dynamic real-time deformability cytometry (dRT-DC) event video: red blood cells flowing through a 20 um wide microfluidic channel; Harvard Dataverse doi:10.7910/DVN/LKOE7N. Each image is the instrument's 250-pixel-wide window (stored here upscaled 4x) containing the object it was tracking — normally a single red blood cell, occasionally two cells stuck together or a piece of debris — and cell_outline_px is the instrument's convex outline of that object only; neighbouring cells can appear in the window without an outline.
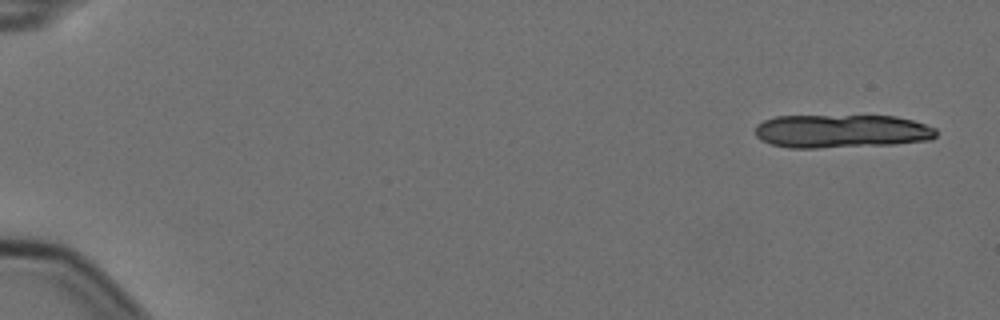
{"species": "Egyptian fruit bat (a non-hibernating species)", "species_latin": "Rousettus aegyptiacus", "temperature_condition": "cold", "stored_images_in_passage": 6, "camera_frame_rate_fps": 3000, "um_per_image_px": 0.085, "animal": {"sex": "female"}, "frame": {"image": 1, "passage_image": 1, "time_ms": 0.0, "image_size_px": [1000, 320], "cell_outline_px": [[936, 136], [932, 140], [892, 144], [816, 148], [788, 148], [772, 144], [760, 140], [756, 136], [756, 124], [764, 120], [776, 116], [896, 116], [912, 120], [936, 128]], "centroid_in_image_um": [71.51, 11.15], "position_along_channel_um": 13.5, "area_um2": 35.32}}